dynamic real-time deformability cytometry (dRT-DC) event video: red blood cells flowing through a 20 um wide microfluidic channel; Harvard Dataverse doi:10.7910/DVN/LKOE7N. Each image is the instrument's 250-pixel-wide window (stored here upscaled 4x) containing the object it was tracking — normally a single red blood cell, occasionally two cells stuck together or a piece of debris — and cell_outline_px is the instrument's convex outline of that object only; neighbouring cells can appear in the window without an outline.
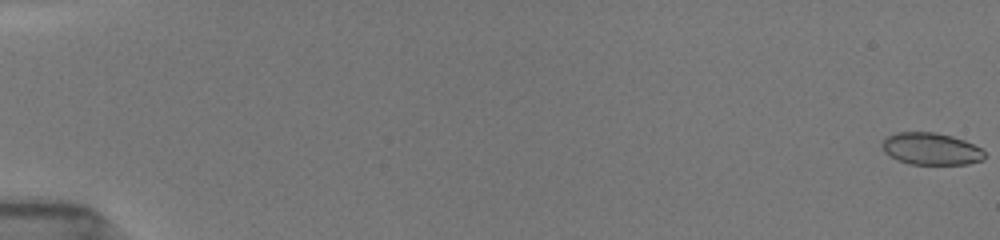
{"species": "common noctule bat (a hibernating species)", "species_latin": "Nyctalus noctula", "temperature_condition": "room temperature", "stored_images_in_passage": 34, "camera_frame_rate_fps": 3000, "um_per_image_px": 0.085, "animal": {"sex": "female", "body_mass_g": 19.5, "forearm_length_mm": 54.1}, "frame": {"image": 1, "passage_image": 1, "time_ms": 0.0, "image_size_px": [1000, 240], "cell_outline_px": [[984, 160], [968, 164], [908, 164], [896, 160], [884, 152], [880, 144], [888, 136], [896, 132], [936, 132], [952, 136], [964, 140], [980, 148], [984, 152]], "centroid_in_image_um": [79.11, 12.65], "position_along_channel_um": 5.9, "area_um2": 19.25}}
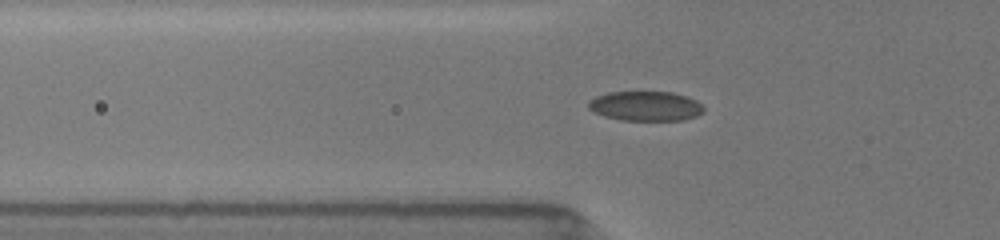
{"frame": {"image": 2, "passage_image": 28, "time_ms": 6.333, "image_size_px": [1000, 240], "cell_outline_px": [[704, 112], [696, 116], [684, 120], [620, 120], [604, 116], [588, 108], [588, 104], [596, 96], [608, 92], [672, 92], [688, 96], [696, 100], [704, 108]], "centroid_in_image_um": [54.91, 9.01], "position_along_channel_um": 70.9, "area_um2": 19.88}}
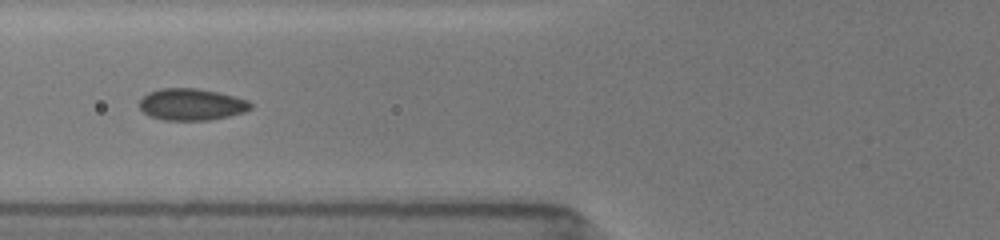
{"frame": {"image": 3, "passage_image": 33, "time_ms": 7.333, "image_size_px": [1000, 240], "cell_outline_px": [[252, 108], [244, 112], [228, 116], [208, 120], [164, 120], [148, 116], [140, 108], [140, 100], [148, 92], [160, 88], [196, 88], [216, 92], [248, 100], [252, 104]], "centroid_in_image_um": [16.26, 8.88], "position_along_channel_um": 109.5, "area_um2": 20.46}}